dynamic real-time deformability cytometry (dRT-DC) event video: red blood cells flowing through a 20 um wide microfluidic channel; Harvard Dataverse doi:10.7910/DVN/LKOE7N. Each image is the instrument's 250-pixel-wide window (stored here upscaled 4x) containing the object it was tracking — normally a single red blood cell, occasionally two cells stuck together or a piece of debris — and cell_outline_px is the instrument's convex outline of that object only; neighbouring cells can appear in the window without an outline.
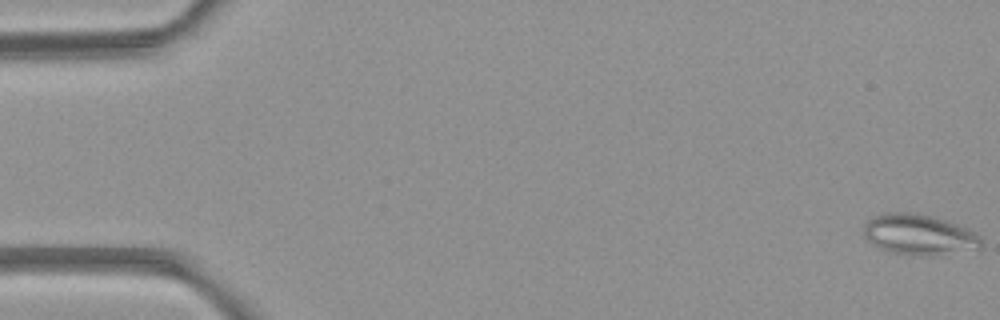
{"species": "common noctule bat (a hibernating species)", "species_latin": "Nyctalus noctula", "temperature_condition": "room temperature", "stored_images_in_passage": 5, "camera_frame_rate_fps": 3000, "um_per_image_px": 0.085, "animal": {"sex": "female", "body_mass_g": 21.9}, "frame": {"image": 1, "passage_image": 5, "time_ms": 5.333, "image_size_px": [1000, 320], "cell_outline_px": [[980, 248], [936, 252], [892, 252], [880, 248], [872, 244], [864, 236], [864, 224], [872, 216], [884, 212], [908, 212], [932, 216], [956, 224], [976, 232], [980, 236]], "centroid_in_image_um": [78.02, 19.85], "position_along_channel_um": 7.0, "area_um2": 26.36}}